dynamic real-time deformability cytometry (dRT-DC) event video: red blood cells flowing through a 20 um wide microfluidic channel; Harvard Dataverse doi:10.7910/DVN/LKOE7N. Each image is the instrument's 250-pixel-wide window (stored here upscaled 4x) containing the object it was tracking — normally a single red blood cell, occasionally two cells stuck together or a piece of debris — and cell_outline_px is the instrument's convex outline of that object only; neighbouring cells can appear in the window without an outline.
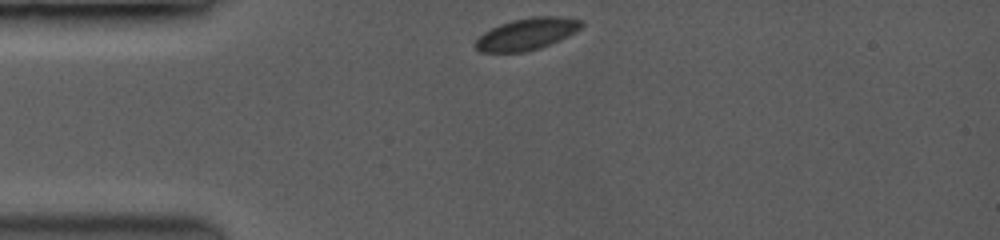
{"species": "common noctule bat (a hibernating species)", "species_latin": "Nyctalus noctula", "temperature_condition": "room temperature", "stored_images_in_passage": 14, "camera_frame_rate_fps": 3500, "um_per_image_px": 0.085, "animal": {"sex": "female", "body_mass_g": 19.0, "forearm_length_mm": 53.3}, "frame": {"image": 1, "passage_image": 1, "time_ms": 0.0, "image_size_px": [1000, 240], "cell_outline_px": [[584, 24], [580, 28], [548, 44], [524, 52], [480, 52], [476, 48], [476, 40], [484, 32], [500, 24], [512, 20], [532, 16], [564, 16], [584, 20]], "centroid_in_image_um": [44.77, 2.86], "position_along_channel_um": 40.2, "area_um2": 19.25}}
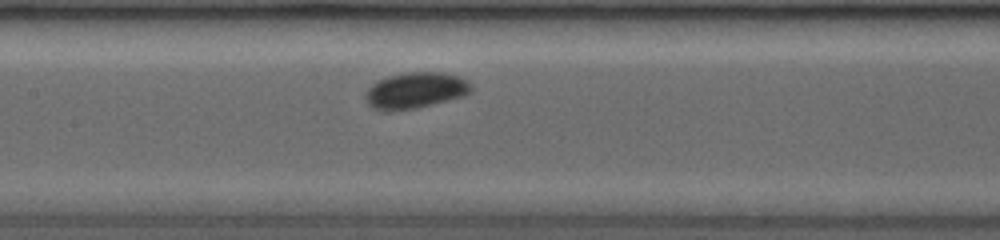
{"frame": {"image": 2, "passage_image": 14, "time_ms": 4.0, "image_size_px": [1000, 240], "cell_outline_px": [[472, 88], [468, 92], [460, 96], [412, 108], [376, 108], [368, 100], [368, 88], [372, 84], [388, 76], [408, 72], [444, 72], [460, 76], [468, 80], [472, 84]], "centroid_in_image_um": [35.41, 7.6], "position_along_channel_um": 172.0, "area_um2": 20.92}}